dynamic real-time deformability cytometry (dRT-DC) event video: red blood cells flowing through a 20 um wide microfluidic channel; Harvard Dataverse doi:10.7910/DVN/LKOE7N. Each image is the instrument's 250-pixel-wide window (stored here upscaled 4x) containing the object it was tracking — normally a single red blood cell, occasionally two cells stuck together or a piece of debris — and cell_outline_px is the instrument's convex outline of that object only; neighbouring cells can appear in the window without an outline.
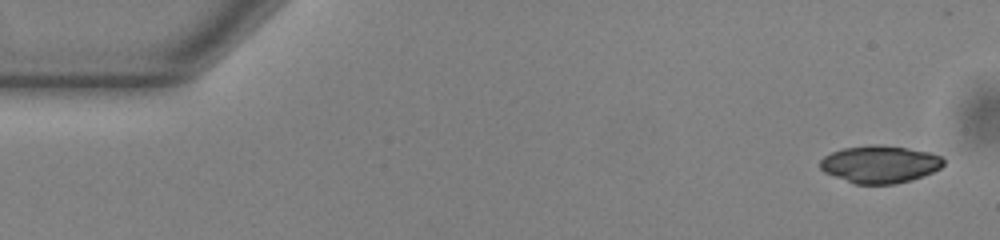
{"species": "common noctule bat (a hibernating species)", "species_latin": "Nyctalus noctula", "temperature_condition": "warm", "stored_images_in_passage": 51, "camera_frame_rate_fps": 3000, "um_per_image_px": 0.085, "animal": {"sex": "male", "body_mass_g": 13.0, "forearm_length_mm": 53.1}, "frame": {"image": 1, "passage_image": 1, "time_ms": 0.0, "image_size_px": [1000, 240], "cell_outline_px": [[944, 164], [940, 168], [932, 172], [912, 180], [896, 184], [856, 184], [824, 172], [820, 168], [820, 160], [824, 156], [832, 152], [844, 148], [876, 144], [908, 148], [928, 152], [940, 156], [944, 160]], "centroid_in_image_um": [74.79, 13.96], "position_along_channel_um": 10.2, "area_um2": 26.76}}
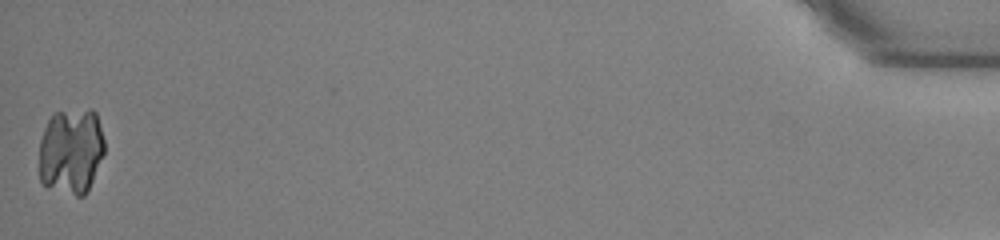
{"frame": {"image": 2, "passage_image": 51, "time_ms": 16.667, "image_size_px": [1000, 240], "cell_outline_px": [[104, 152], [88, 192], [84, 196], [76, 196], [48, 188], [40, 184], [40, 140], [44, 128], [52, 112], [88, 108], [92, 108], [96, 112], [104, 140]], "centroid_in_image_um": [6.04, 12.84], "position_along_channel_um": 429.2, "area_um2": 33.41}}